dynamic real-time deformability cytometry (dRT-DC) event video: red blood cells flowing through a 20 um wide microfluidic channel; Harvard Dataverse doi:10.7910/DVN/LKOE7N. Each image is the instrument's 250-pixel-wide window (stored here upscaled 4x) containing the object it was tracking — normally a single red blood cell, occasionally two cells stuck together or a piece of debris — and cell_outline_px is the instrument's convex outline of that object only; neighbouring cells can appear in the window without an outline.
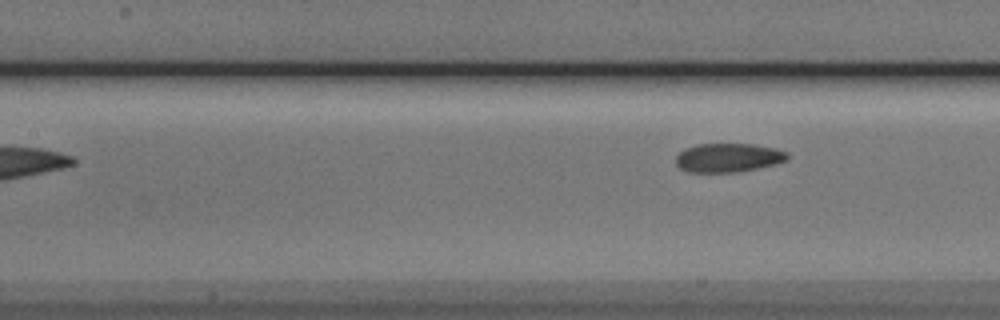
{"species": "Egyptian fruit bat (a non-hibernating species)", "species_latin": "Rousettus aegyptiacus", "temperature_condition": "cold", "stored_images_in_passage": 5, "camera_frame_rate_fps": 3000, "um_per_image_px": 0.085, "animal": {"sex": "male"}, "frame": {"image": 1, "passage_image": 5, "time_ms": 4.667, "image_size_px": [1000, 320], "cell_outline_px": [[788, 160], [776, 164], [740, 172], [688, 172], [680, 168], [676, 164], [676, 156], [684, 148], [696, 144], [756, 144], [776, 148], [788, 152]], "centroid_in_image_um": [61.92, 13.4], "position_along_channel_um": 145.5, "area_um2": 19.02}}